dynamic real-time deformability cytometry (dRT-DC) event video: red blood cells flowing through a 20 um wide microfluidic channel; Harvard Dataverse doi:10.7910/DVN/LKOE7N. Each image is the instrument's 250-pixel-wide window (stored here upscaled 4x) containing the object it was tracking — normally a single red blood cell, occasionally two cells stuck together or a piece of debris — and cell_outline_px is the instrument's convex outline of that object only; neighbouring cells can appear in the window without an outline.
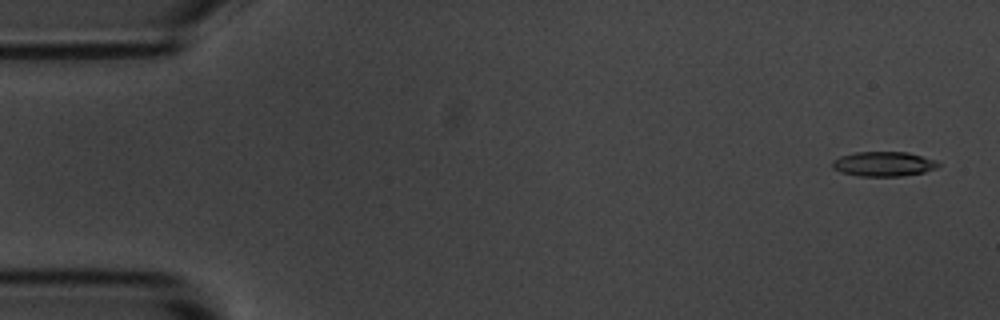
{"species": "common noctule bat (a hibernating species)", "species_latin": "Nyctalus noctula", "temperature_condition": "room temperature", "stored_images_in_passage": 54, "camera_frame_rate_fps": 3000, "um_per_image_px": 0.085, "animal": {"sex": "male", "body_mass_g": 20.1, "forearm_length_mm": 53.5}, "frame": {"image": 1, "passage_image": 2, "time_ms": 0.333, "image_size_px": [1000, 320], "cell_outline_px": [[940, 164], [936, 168], [924, 172], [900, 176], [860, 176], [840, 172], [832, 168], [832, 160], [840, 156], [856, 152], [908, 152], [936, 160]], "centroid_in_image_um": [75.08, 13.93], "position_along_channel_um": 9.9, "area_um2": 15.26}}
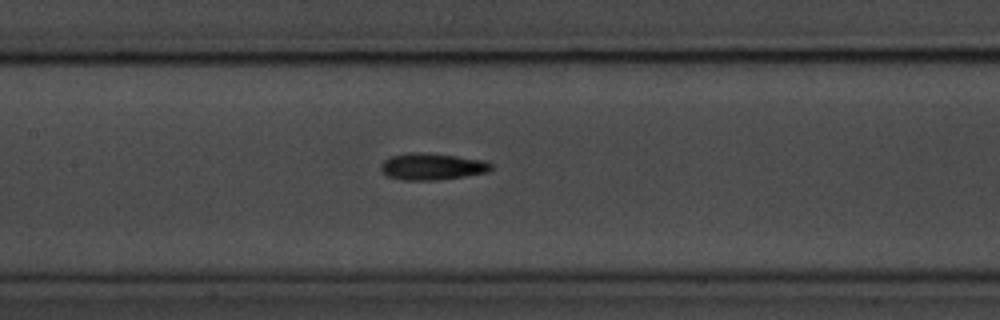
{"frame": {"image": 2, "passage_image": 25, "time_ms": 8.0, "image_size_px": [1000, 320], "cell_outline_px": [[492, 168], [488, 172], [464, 176], [436, 180], [404, 180], [388, 176], [380, 168], [380, 164], [388, 156], [408, 152], [424, 152], [456, 156], [484, 160], [492, 164]], "centroid_in_image_um": [36.7, 14.14], "position_along_channel_um": 170.7, "area_um2": 17.22}}
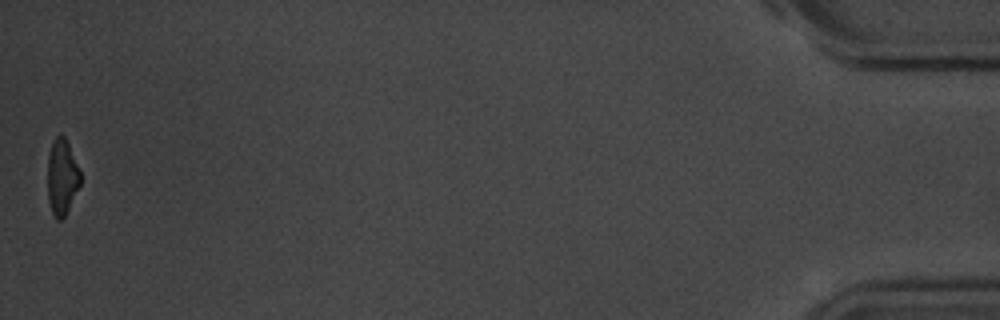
{"frame": {"image": 3, "passage_image": 54, "time_ms": 17.667, "image_size_px": [1000, 320], "cell_outline_px": [[80, 184], [64, 216], [60, 220], [56, 220], [52, 212], [48, 200], [48, 156], [52, 140], [60, 132], [64, 136], [68, 144], [80, 172]], "centroid_in_image_um": [5.24, 15.01], "position_along_channel_um": 430.0, "area_um2": 14.22}, "authors_computed_cell_mechanics": {"area_um2": 16.2707, "velocity_mm_per_s": 3.6836, "shape_relaxation_time_tau1_ms": 3.4456, "shape_relaxation_time_tau2_ms": 4.7677, "deformation_change_tau1": 0.1158, "deformation_change_tau2": 0.1418}}